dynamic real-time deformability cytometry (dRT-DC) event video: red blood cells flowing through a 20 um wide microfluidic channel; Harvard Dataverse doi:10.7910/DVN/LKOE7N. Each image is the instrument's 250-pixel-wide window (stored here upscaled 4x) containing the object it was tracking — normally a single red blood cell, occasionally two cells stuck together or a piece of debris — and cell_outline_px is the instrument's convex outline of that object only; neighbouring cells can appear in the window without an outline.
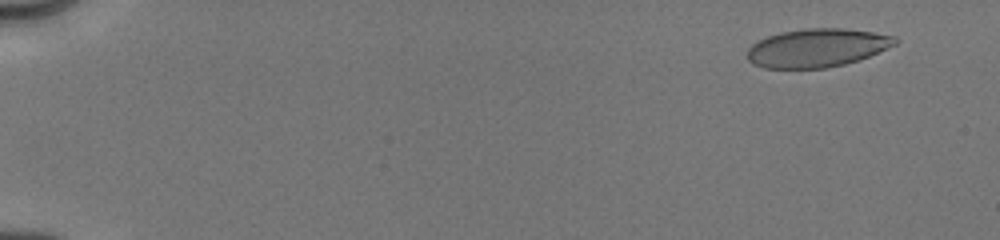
{"species": "human", "species_latin": "Homo sapiens", "temperature_condition": "cold", "stored_images_in_passage": 24, "camera_frame_rate_fps": 3000, "um_per_image_px": 0.085, "donor": {"sex": "male"}, "frame": {"image": 1, "passage_image": 3, "time_ms": 1.0, "image_size_px": [1000, 240], "cell_outline_px": [[900, 40], [896, 44], [860, 60], [844, 64], [824, 68], [764, 68], [752, 64], [748, 60], [748, 48], [752, 44], [768, 36], [780, 32], [804, 28], [844, 28], [872, 32], [896, 36]], "centroid_in_image_um": [69.46, 4.06], "position_along_channel_um": 15.5, "area_um2": 33.18}}
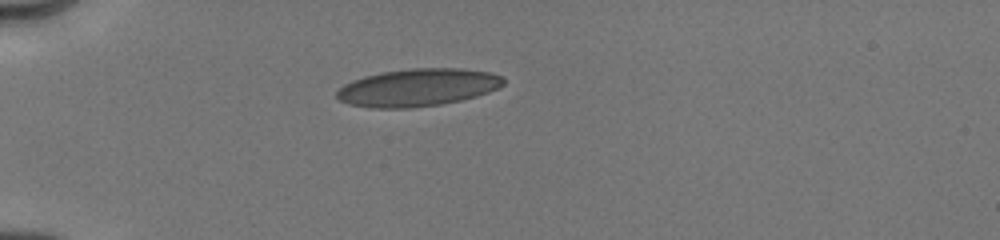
{"frame": {"image": 2, "passage_image": 17, "time_ms": 5.0, "image_size_px": [1000, 240], "cell_outline_px": [[504, 84], [488, 92], [476, 96], [460, 100], [440, 104], [408, 108], [372, 108], [348, 104], [340, 100], [336, 96], [336, 92], [344, 84], [352, 80], [364, 76], [380, 72], [412, 68], [460, 68], [492, 72], [504, 76]], "centroid_in_image_um": [35.5, 7.43], "position_along_channel_um": 49.5, "area_um2": 36.59}}
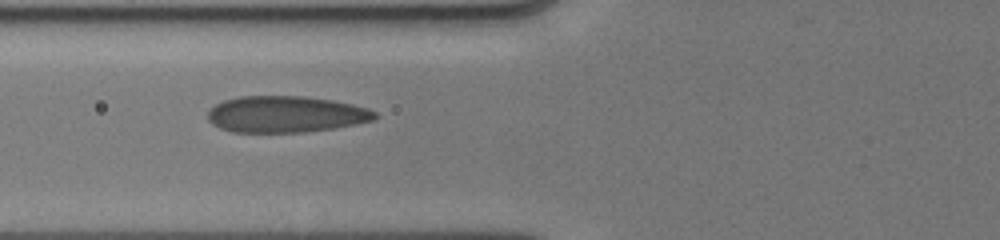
{"frame": {"image": 3, "passage_image": 23, "time_ms": 7.0, "image_size_px": [1000, 240], "cell_outline_px": [[376, 116], [372, 120], [356, 124], [332, 128], [304, 132], [232, 132], [220, 128], [212, 124], [208, 120], [208, 108], [224, 100], [240, 96], [304, 96], [332, 100], [352, 104], [368, 108], [376, 112]], "centroid_in_image_um": [24.25, 9.71], "position_along_channel_um": 101.5, "area_um2": 35.49}}